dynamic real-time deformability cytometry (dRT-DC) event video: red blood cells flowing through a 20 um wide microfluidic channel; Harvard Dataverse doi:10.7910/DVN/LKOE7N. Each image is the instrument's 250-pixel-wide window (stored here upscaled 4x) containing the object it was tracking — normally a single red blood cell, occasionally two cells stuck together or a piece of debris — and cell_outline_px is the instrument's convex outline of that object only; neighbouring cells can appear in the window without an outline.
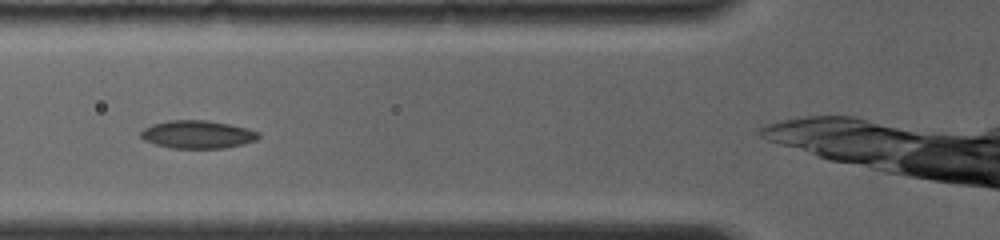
{"species": "common noctule bat (a hibernating species)", "species_latin": "Nyctalus noctula", "temperature_condition": "room temperature", "stored_images_in_passage": 13, "camera_frame_rate_fps": 4000, "um_per_image_px": 0.085, "animal": {"sex": "female", "body_mass_g": 19.0, "forearm_length_mm": 56.7}, "frame": {"image": 1, "passage_image": 3, "time_ms": 1.5, "image_size_px": [1000, 240], "cell_outline_px": [[260, 136], [256, 140], [244, 144], [224, 148], [172, 148], [156, 144], [144, 140], [140, 136], [140, 132], [144, 128], [152, 124], [168, 120], [208, 120], [232, 124], [248, 128], [260, 132]], "centroid_in_image_um": [16.82, 11.42], "position_along_channel_um": 109.0, "area_um2": 19.36}}
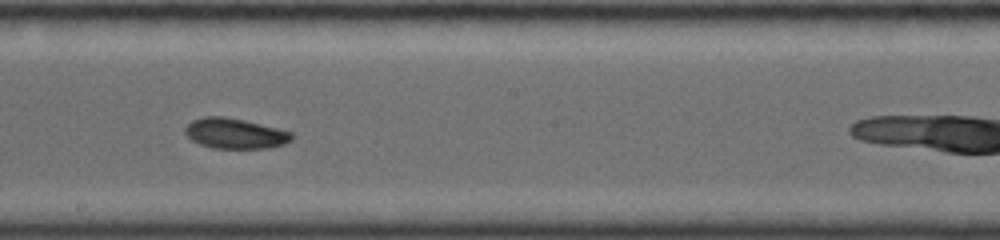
{"frame": {"image": 2, "passage_image": 8, "time_ms": 4.5, "image_size_px": [1000, 240], "cell_outline_px": [[292, 140], [284, 144], [268, 148], [212, 148], [200, 144], [192, 140], [184, 132], [184, 128], [192, 120], [204, 116], [224, 116], [244, 120], [292, 132]], "centroid_in_image_um": [19.95, 11.34], "position_along_channel_um": 228.2, "area_um2": 18.79}}
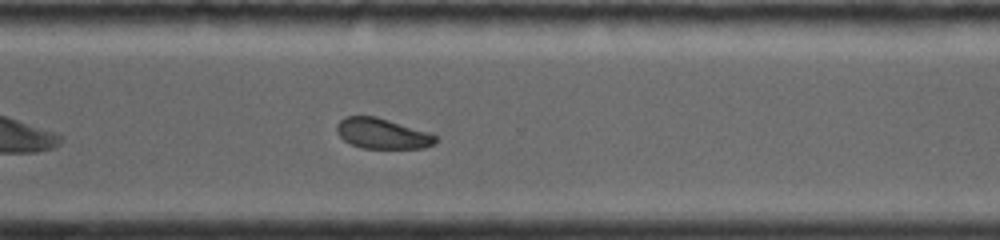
{"frame": {"image": 3, "passage_image": 13, "time_ms": 7.25, "image_size_px": [1000, 240], "cell_outline_px": [[436, 144], [424, 148], [360, 148], [344, 140], [336, 132], [336, 124], [344, 116], [376, 116], [432, 132], [436, 136]], "centroid_in_image_um": [32.52, 11.34], "position_along_channel_um": 338.1, "area_um2": 17.8}}